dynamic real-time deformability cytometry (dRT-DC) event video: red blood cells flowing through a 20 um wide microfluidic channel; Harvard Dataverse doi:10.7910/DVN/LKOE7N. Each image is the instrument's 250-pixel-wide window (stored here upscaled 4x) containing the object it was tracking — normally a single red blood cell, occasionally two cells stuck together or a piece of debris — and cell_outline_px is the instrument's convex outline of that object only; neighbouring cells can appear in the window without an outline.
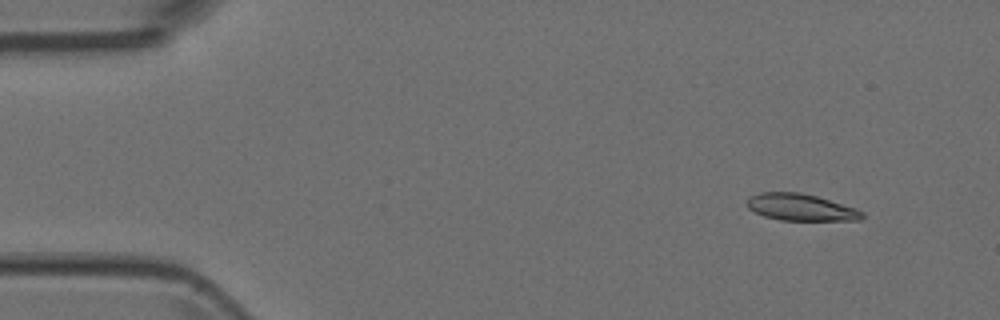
{"species": "Egyptian fruit bat (a non-hibernating species)", "species_latin": "Rousettus aegyptiacus", "temperature_condition": "room temperature", "stored_images_in_passage": 6, "camera_frame_rate_fps": 3000, "um_per_image_px": 0.085, "animal": {"sex": "female"}, "frame": {"image": 1, "passage_image": 1, "time_ms": 0.0, "image_size_px": [1000, 320], "cell_outline_px": [[864, 216], [860, 220], [780, 220], [764, 216], [748, 208], [748, 196], [760, 192], [800, 192], [816, 196], [856, 208], [864, 212]], "centroid_in_image_um": [68.07, 17.61], "position_along_channel_um": 16.9, "area_um2": 17.92}}
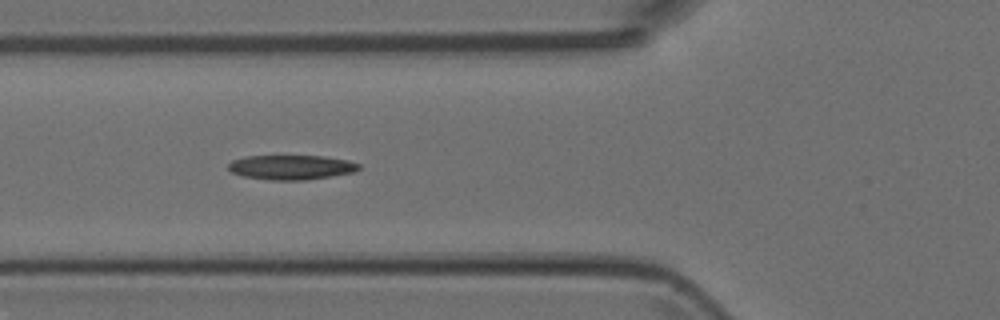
{"frame": {"image": 2, "passage_image": 5, "time_ms": 1.333, "image_size_px": [1000, 320], "cell_outline_px": [[360, 168], [356, 172], [332, 176], [304, 180], [272, 180], [244, 176], [232, 172], [228, 168], [228, 164], [232, 160], [244, 156], [324, 156], [348, 160], [360, 164]], "centroid_in_image_um": [24.78, 14.21], "position_along_channel_um": 101.0, "area_um2": 18.73}}
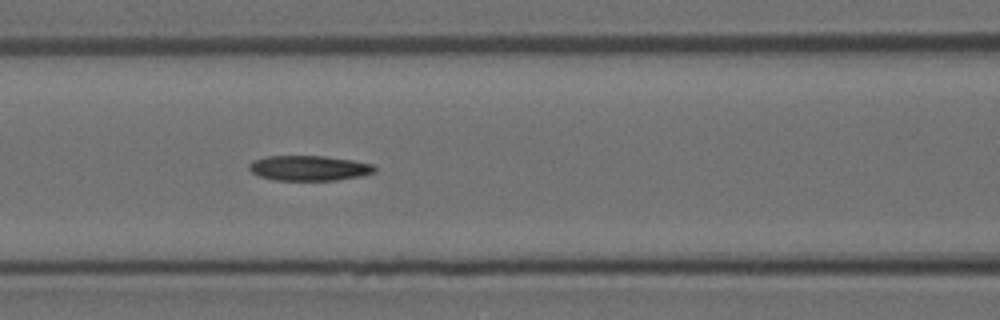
{"frame": {"image": 3, "passage_image": 6, "time_ms": 1.667, "image_size_px": [1000, 320], "cell_outline_px": [[376, 172], [360, 176], [336, 180], [276, 180], [260, 176], [252, 172], [248, 168], [248, 164], [252, 160], [268, 156], [324, 156], [352, 160], [372, 164], [376, 168]], "centroid_in_image_um": [26.26, 14.28], "position_along_channel_um": 140.3, "area_um2": 18.32}}